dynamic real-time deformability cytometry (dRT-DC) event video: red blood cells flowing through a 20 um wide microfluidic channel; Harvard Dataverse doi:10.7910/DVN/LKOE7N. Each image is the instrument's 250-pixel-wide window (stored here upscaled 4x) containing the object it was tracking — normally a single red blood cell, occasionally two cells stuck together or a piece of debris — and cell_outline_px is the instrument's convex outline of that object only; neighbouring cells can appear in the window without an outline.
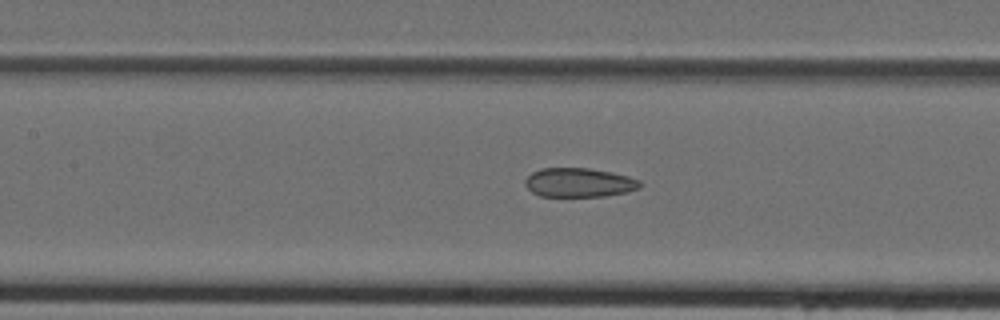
{"species": "Egyptian fruit bat (a non-hibernating species)", "species_latin": "Rousettus aegyptiacus", "temperature_condition": "cold", "stored_images_in_passage": 18, "camera_frame_rate_fps": 3000, "um_per_image_px": 0.085, "animal": {"sex": "female"}, "frame": {"image": 1, "passage_image": 15, "time_ms": 4.667, "image_size_px": [1000, 320], "cell_outline_px": [[640, 188], [628, 192], [604, 196], [540, 196], [532, 192], [524, 184], [524, 180], [532, 172], [540, 168], [588, 168], [612, 172], [628, 176], [640, 180]], "centroid_in_image_um": [49.21, 15.51], "position_along_channel_um": 158.2, "area_um2": 19.54}}
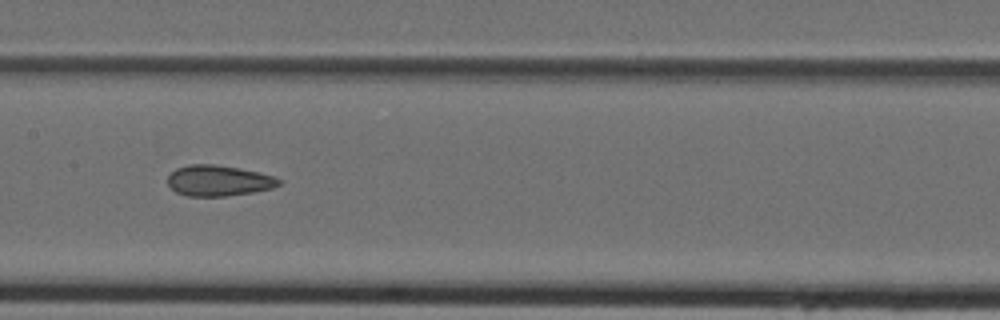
{"frame": {"image": 2, "passage_image": 17, "time_ms": 5.333, "image_size_px": [1000, 320], "cell_outline_px": [[280, 184], [272, 188], [252, 192], [224, 196], [188, 196], [176, 192], [168, 184], [168, 176], [176, 168], [188, 164], [216, 164], [240, 168], [260, 172], [272, 176], [280, 180]], "centroid_in_image_um": [18.56, 15.34], "position_along_channel_um": 188.8, "area_um2": 19.88}}